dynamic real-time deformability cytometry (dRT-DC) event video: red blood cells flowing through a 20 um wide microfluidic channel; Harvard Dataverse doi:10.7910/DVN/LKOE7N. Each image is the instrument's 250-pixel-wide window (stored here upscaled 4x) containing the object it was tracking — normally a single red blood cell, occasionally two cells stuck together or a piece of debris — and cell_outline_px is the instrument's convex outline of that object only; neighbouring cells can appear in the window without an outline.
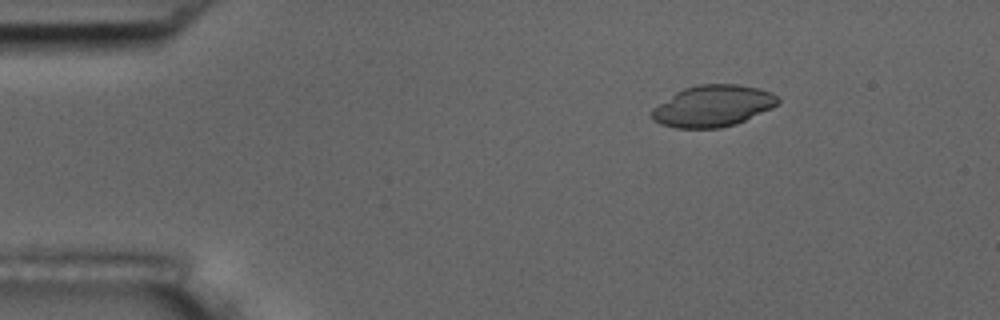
{"species": "common noctule bat (a hibernating species)", "species_latin": "Nyctalus noctula", "temperature_condition": "room temperature", "stored_images_in_passage": 5, "camera_frame_rate_fps": 3000, "um_per_image_px": 0.085, "animal": {"sex": "male", "body_mass_g": 17.5, "forearm_length_mm": 52.3}, "frame": {"image": 1, "passage_image": 3, "time_ms": 2.333, "image_size_px": [1000, 320], "cell_outline_px": [[780, 100], [772, 108], [736, 124], [720, 128], [676, 128], [660, 124], [652, 120], [652, 108], [676, 92], [684, 88], [700, 84], [736, 84], [760, 88], [772, 92]], "centroid_in_image_um": [60.59, 9.01], "position_along_channel_um": 24.4, "area_um2": 30.46}}